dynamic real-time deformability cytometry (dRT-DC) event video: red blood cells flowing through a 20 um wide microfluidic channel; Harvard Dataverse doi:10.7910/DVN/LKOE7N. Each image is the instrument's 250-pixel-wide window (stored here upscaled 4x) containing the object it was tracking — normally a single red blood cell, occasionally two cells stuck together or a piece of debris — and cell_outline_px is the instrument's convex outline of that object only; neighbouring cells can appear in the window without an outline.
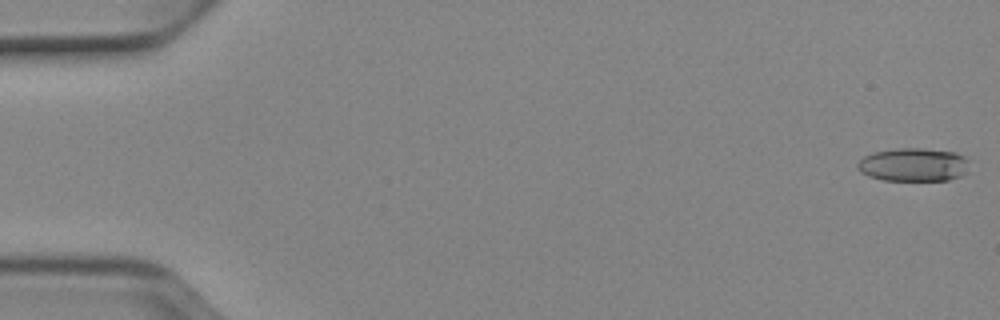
{"species": "Egyptian fruit bat (a non-hibernating species)", "species_latin": "Rousettus aegyptiacus", "temperature_condition": "cold", "stored_images_in_passage": 13, "camera_frame_rate_fps": 3000, "um_per_image_px": 0.085, "animal": {"sex": "female"}, "frame": {"image": 1, "passage_image": 1, "time_ms": 0.0, "image_size_px": [1000, 320], "cell_outline_px": [[968, 160], [964, 172], [960, 176], [948, 180], [884, 180], [868, 176], [860, 172], [856, 168], [856, 164], [864, 156], [872, 152], [900, 148], [920, 148], [956, 152], [964, 156]], "centroid_in_image_um": [77.59, 13.99], "position_along_channel_um": 7.4, "area_um2": 21.68}}